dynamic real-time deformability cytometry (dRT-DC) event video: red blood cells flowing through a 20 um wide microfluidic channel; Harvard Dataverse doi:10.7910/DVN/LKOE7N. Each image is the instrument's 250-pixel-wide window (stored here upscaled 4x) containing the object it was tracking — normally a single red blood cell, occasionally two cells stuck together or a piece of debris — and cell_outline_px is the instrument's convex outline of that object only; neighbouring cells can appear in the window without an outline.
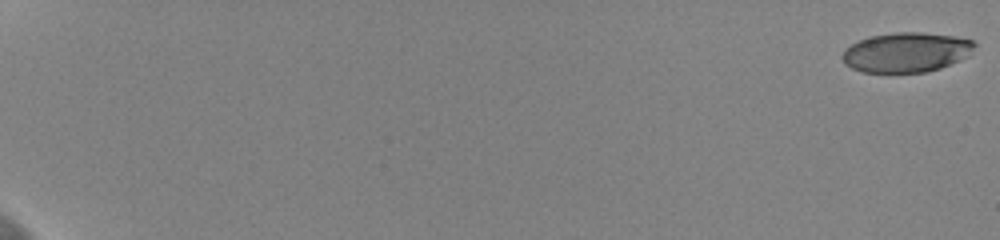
{"species": "human", "species_latin": "Homo sapiens", "temperature_condition": "cold", "stored_images_in_passage": 59, "camera_frame_rate_fps": 3000, "um_per_image_px": 0.085, "donor": {"sex": "female"}, "frame": {"image": 1, "passage_image": 1, "time_ms": 0.0, "image_size_px": [1000, 240], "cell_outline_px": [[976, 44], [968, 56], [960, 60], [940, 68], [924, 72], [864, 72], [852, 68], [844, 64], [840, 56], [852, 44], [860, 40], [872, 36], [896, 32], [920, 32], [952, 36], [972, 40]], "centroid_in_image_um": [77.03, 4.45], "position_along_channel_um": 8.0, "area_um2": 30.35}}
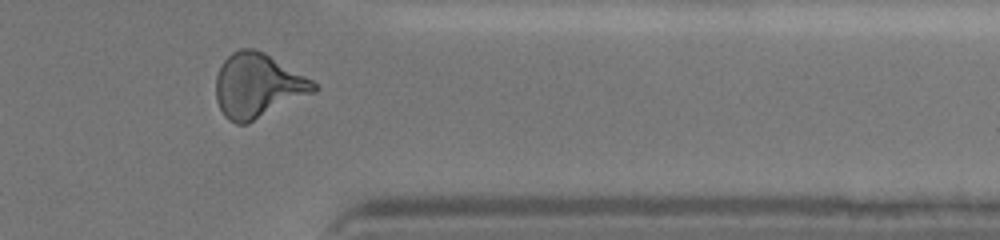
{"frame": {"image": 2, "passage_image": 51, "time_ms": 16.667, "image_size_px": [1000, 240], "cell_outline_px": [[320, 88], [316, 92], [248, 124], [236, 124], [228, 120], [224, 116], [216, 100], [216, 76], [224, 60], [232, 52], [240, 48], [256, 48], [264, 52], [312, 80]], "centroid_in_image_um": [21.91, 7.3], "position_along_channel_um": 389.5, "area_um2": 36.88}}
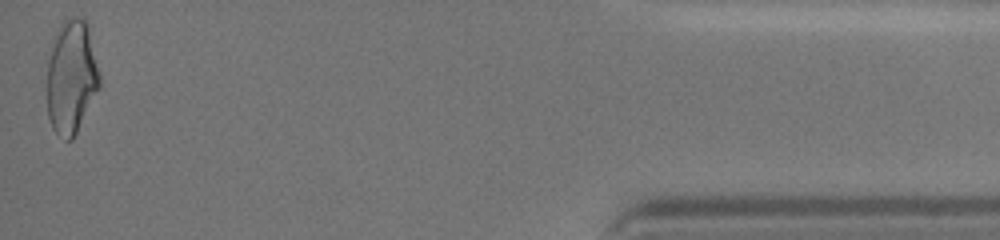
{"frame": {"image": 3, "passage_image": 59, "time_ms": 19.333, "image_size_px": [1000, 240], "cell_outline_px": [[100, 88], [72, 140], [68, 140], [56, 132], [52, 128], [48, 116], [48, 60], [52, 36], [60, 24], [76, 16], [80, 16], [88, 24], [100, 76]], "centroid_in_image_um": [6.07, 6.51], "position_along_channel_um": 429.1, "area_um2": 34.8}, "authors_computed_cell_mechanics": {"area_um2": 33.9286, "velocity_mm_per_s": 3.6599, "shape_relaxation_time_tau1_ms": 7.3039, "shape_relaxation_time_tau2_ms": 2.3438, "deformation_change_tau1": 0.206, "deformation_change_tau2": 0.1053}}